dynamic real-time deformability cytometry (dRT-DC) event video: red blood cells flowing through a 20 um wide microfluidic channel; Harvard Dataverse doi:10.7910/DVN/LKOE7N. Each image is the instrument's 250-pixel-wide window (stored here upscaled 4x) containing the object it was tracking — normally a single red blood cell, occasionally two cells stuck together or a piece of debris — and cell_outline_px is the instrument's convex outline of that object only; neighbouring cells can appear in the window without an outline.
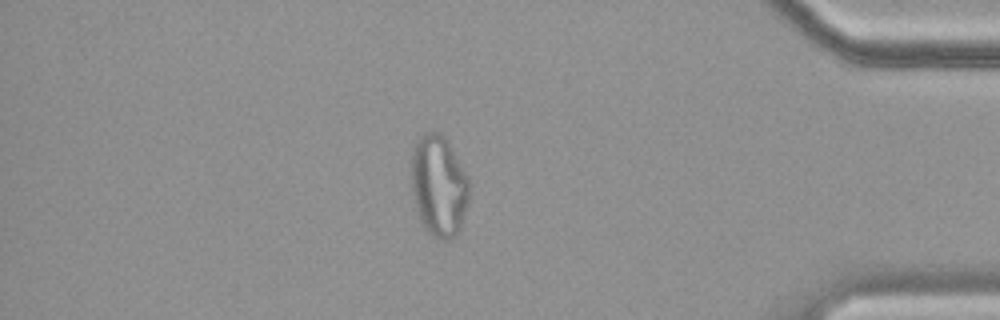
{"species": "common noctule bat (a hibernating species)", "species_latin": "Nyctalus noctula", "temperature_condition": "cold", "stored_images_in_passage": 57, "camera_frame_rate_fps": 3000, "um_per_image_px": 0.085, "animal": {"sex": "female", "body_mass_g": 19.9}, "frame": {"image": 1, "passage_image": 49, "time_ms": 16.0, "image_size_px": [1000, 320], "cell_outline_px": [[468, 200], [460, 232], [456, 236], [448, 240], [440, 240], [432, 236], [428, 232], [416, 208], [412, 192], [412, 152], [416, 140], [420, 136], [428, 132], [440, 132], [448, 140], [468, 176]], "centroid_in_image_um": [37.31, 15.79], "position_along_channel_um": 397.9, "area_um2": 34.16}}